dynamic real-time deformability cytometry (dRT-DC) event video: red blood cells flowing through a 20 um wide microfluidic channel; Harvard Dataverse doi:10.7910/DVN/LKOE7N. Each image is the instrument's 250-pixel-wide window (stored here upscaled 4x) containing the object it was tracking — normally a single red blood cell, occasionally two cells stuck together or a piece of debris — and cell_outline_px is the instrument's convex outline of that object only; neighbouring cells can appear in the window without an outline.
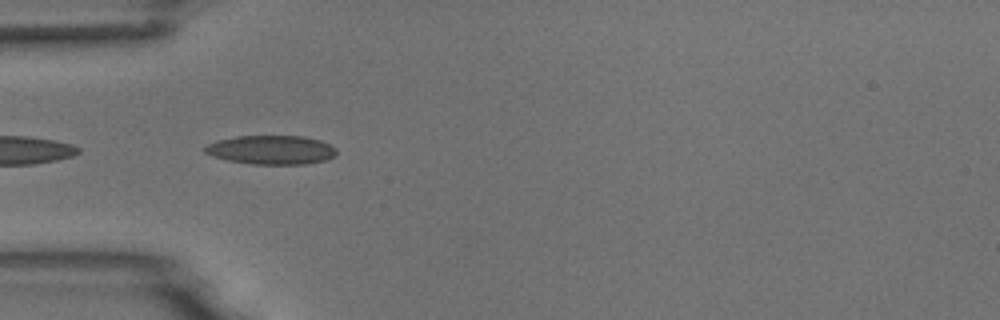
{"species": "common noctule bat (a hibernating species)", "species_latin": "Nyctalus noctula", "temperature_condition": "room temperature", "stored_images_in_passage": 9, "camera_frame_rate_fps": 3000, "um_per_image_px": 0.085, "animal": {"sex": "male", "body_mass_g": 18.8}, "frame": {"image": 1, "passage_image": 2, "time_ms": 0.333, "image_size_px": [1000, 320], "cell_outline_px": [[336, 152], [332, 156], [324, 160], [304, 164], [252, 164], [228, 160], [204, 152], [204, 148], [208, 144], [220, 140], [236, 136], [304, 136], [320, 140], [336, 148]], "centroid_in_image_um": [23.07, 12.73], "position_along_channel_um": 61.9, "area_um2": 21.85}}